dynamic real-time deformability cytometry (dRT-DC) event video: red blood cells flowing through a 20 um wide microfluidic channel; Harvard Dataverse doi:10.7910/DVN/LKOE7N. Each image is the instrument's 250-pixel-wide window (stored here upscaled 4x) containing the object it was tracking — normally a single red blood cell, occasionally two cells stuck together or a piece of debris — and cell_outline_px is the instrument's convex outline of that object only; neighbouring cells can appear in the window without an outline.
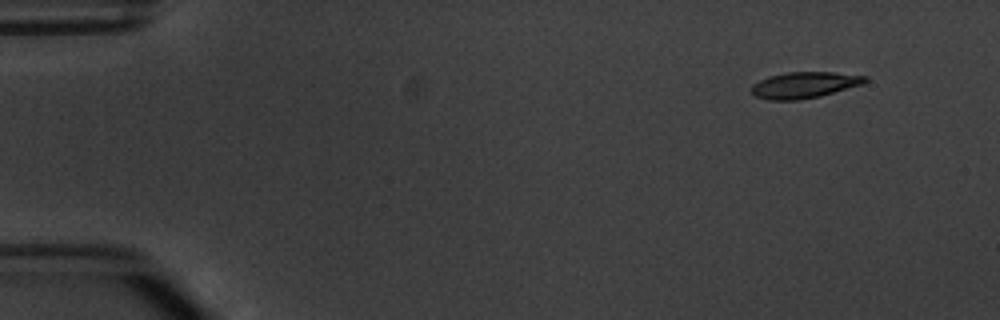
{"species": "common noctule bat (a hibernating species)", "species_latin": "Nyctalus noctula", "temperature_condition": "warm", "stored_images_in_passage": 4, "camera_frame_rate_fps": 3000, "um_per_image_px": 0.085, "animal": {"sex": "male", "body_mass_g": 20.1, "forearm_length_mm": 53.5}, "frame": {"image": 1, "passage_image": 1, "time_ms": 0.0, "image_size_px": [1000, 320], "cell_outline_px": [[868, 80], [864, 84], [820, 96], [800, 100], [768, 100], [756, 96], [752, 92], [752, 84], [760, 80], [772, 76], [788, 72], [832, 72], [868, 76]], "centroid_in_image_um": [68.41, 7.23], "position_along_channel_um": 16.6, "area_um2": 17.28}}